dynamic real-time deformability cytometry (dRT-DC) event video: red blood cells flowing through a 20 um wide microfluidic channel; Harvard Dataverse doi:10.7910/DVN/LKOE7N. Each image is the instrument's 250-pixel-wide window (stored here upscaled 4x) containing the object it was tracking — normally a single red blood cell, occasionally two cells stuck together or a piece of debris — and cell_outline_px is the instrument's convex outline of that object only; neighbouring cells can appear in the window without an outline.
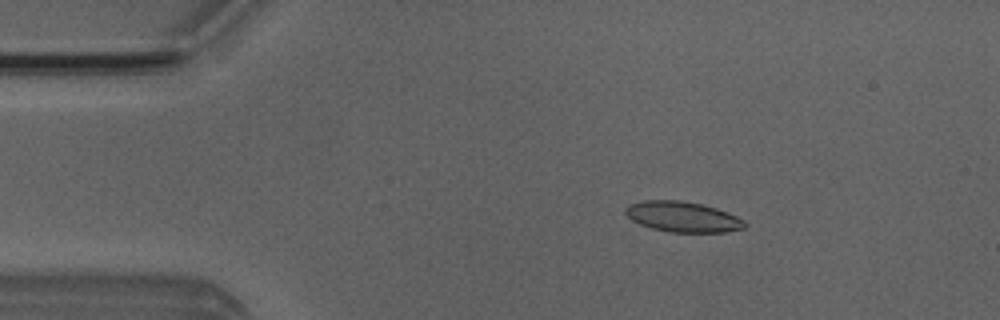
{"species": "Egyptian fruit bat (a non-hibernating species)", "species_latin": "Rousettus aegyptiacus", "temperature_condition": "room temperature", "stored_images_in_passage": 5, "camera_frame_rate_fps": 3000, "um_per_image_px": 0.085, "animal": {"sex": "male"}, "frame": {"image": 1, "passage_image": 3, "time_ms": 2.333, "image_size_px": [1000, 320], "cell_outline_px": [[748, 224], [744, 228], [724, 232], [668, 232], [652, 228], [640, 224], [632, 220], [624, 212], [624, 208], [628, 204], [644, 200], [680, 200], [700, 204], [716, 208], [736, 216], [744, 220]], "centroid_in_image_um": [58.01, 18.42], "position_along_channel_um": 27.0, "area_um2": 21.15}}